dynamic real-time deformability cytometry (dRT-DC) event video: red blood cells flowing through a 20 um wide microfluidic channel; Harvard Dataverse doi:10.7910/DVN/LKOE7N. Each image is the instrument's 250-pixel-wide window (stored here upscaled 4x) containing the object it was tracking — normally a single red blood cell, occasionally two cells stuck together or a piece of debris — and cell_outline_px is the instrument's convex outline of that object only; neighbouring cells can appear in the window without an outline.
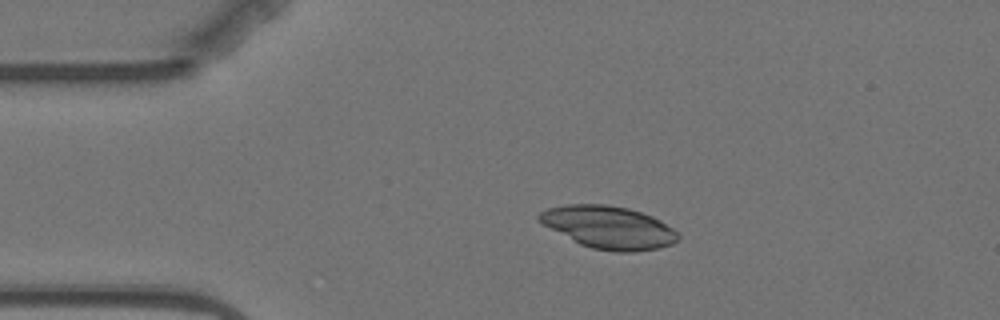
{"species": "Egyptian fruit bat (a non-hibernating species)", "species_latin": "Rousettus aegyptiacus", "temperature_condition": "warm", "stored_images_in_passage": 4, "camera_frame_rate_fps": 3000, "um_per_image_px": 0.085, "animal": {"sex": "female"}, "frame": {"image": 1, "passage_image": 2, "time_ms": 1.333, "image_size_px": [1000, 320], "cell_outline_px": [[680, 240], [672, 244], [660, 248], [632, 252], [616, 252], [592, 248], [580, 244], [536, 220], [536, 216], [540, 212], [548, 208], [564, 204], [608, 204], [628, 208], [652, 216], [660, 220], [672, 228], [680, 236]], "centroid_in_image_um": [51.75, 19.32], "position_along_channel_um": 33.3, "area_um2": 34.51}}